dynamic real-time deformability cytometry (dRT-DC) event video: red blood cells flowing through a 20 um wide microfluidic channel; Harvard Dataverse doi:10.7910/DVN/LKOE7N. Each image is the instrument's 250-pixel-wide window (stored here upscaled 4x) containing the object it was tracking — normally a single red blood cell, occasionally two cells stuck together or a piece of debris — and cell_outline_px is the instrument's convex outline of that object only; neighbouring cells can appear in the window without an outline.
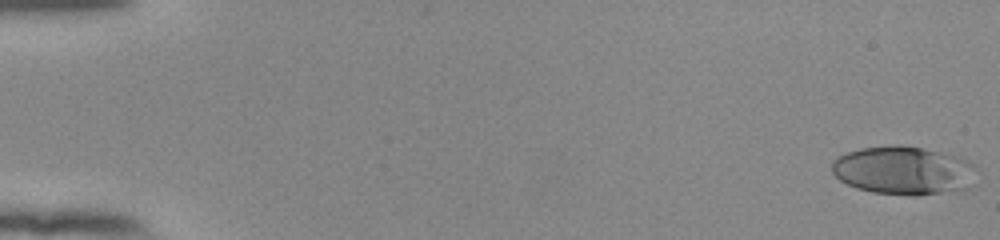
{"species": "human", "species_latin": "Homo sapiens", "temperature_condition": "room temperature", "stored_images_in_passage": 54, "camera_frame_rate_fps": 3000, "um_per_image_px": 0.085, "donor": {"sex": "female"}, "frame": {"image": 1, "passage_image": 1, "time_ms": 0.0, "image_size_px": [1000, 240], "cell_outline_px": [[972, 164], [968, 188], [916, 196], [912, 196], [872, 192], [856, 188], [840, 180], [832, 172], [832, 160], [848, 152], [860, 148], [896, 144], [900, 144], [920, 148], [956, 156]], "centroid_in_image_um": [76.68, 14.49], "position_along_channel_um": 8.3, "area_um2": 40.06}}
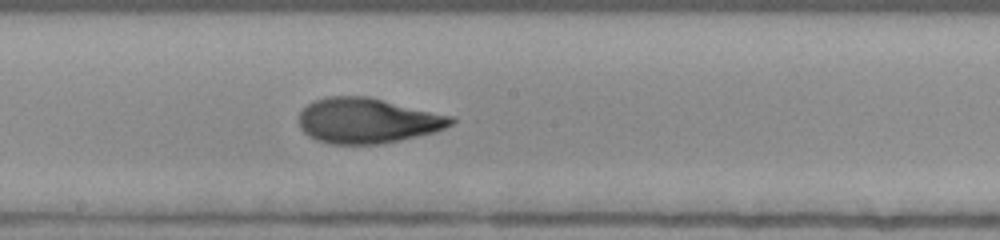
{"frame": {"image": 2, "passage_image": 31, "time_ms": 10.0, "image_size_px": [1000, 240], "cell_outline_px": [[456, 120], [452, 124], [436, 132], [400, 140], [380, 144], [332, 144], [316, 140], [308, 136], [300, 128], [300, 112], [312, 100], [328, 96], [368, 96], [456, 116]], "centroid_in_image_um": [31.27, 10.25], "position_along_channel_um": 216.9, "area_um2": 40.52}}
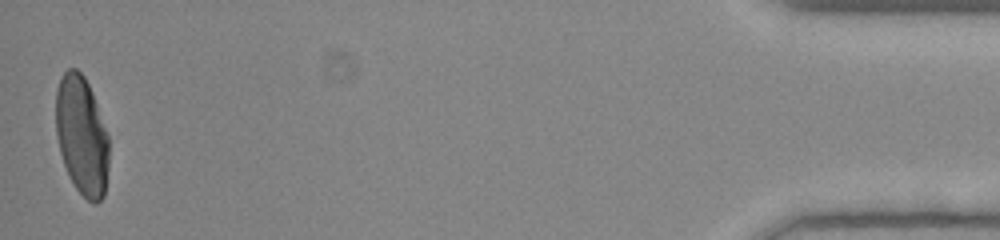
{"frame": {"image": 3, "passage_image": 54, "time_ms": 17.667, "image_size_px": [1000, 240], "cell_outline_px": [[108, 168], [104, 196], [96, 204], [88, 200], [76, 188], [64, 164], [60, 152], [56, 132], [56, 88], [60, 76], [68, 68], [76, 68], [84, 76], [92, 92], [108, 136]], "centroid_in_image_um": [6.94, 11.5], "position_along_channel_um": 428.3, "area_um2": 36.59}, "authors_computed_cell_mechanics": {"area_um2": 39.7953, "velocity_mm_per_s": 3.8541, "shape_relaxation_time_tau1_ms": 7.5497, "shape_relaxation_time_tau2_ms": 1.11, "deformation_change_tau1": 0.2707, "deformation_change_tau2": 0.0741}}